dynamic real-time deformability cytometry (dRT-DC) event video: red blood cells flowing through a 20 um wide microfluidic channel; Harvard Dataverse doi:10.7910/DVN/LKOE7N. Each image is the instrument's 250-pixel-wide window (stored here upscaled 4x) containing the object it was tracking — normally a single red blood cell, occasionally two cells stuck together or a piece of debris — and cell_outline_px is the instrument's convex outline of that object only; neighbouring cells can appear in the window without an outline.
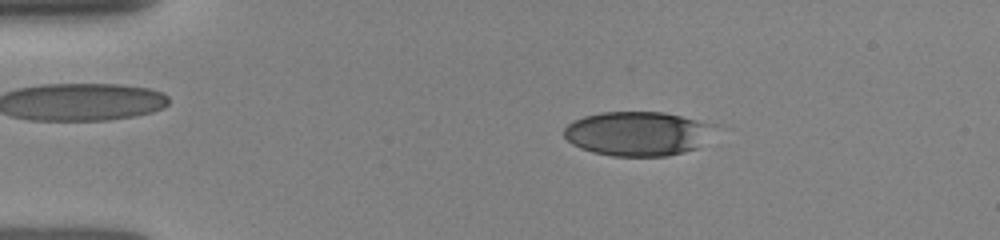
{"species": "human", "species_latin": "Homo sapiens", "temperature_condition": "room temperature", "stored_images_in_passage": 9, "camera_frame_rate_fps": 3000, "um_per_image_px": 0.085, "donor": {"sex": "female"}, "frame": {"image": 1, "passage_image": 3, "time_ms": 1.333, "image_size_px": [1000, 240], "cell_outline_px": [[720, 124], [696, 148], [684, 152], [668, 156], [612, 156], [592, 152], [580, 148], [572, 144], [564, 136], [564, 128], [572, 120], [584, 116], [600, 112], [664, 112]], "centroid_in_image_um": [54.2, 11.34], "position_along_channel_um": 30.8, "area_um2": 39.19}}
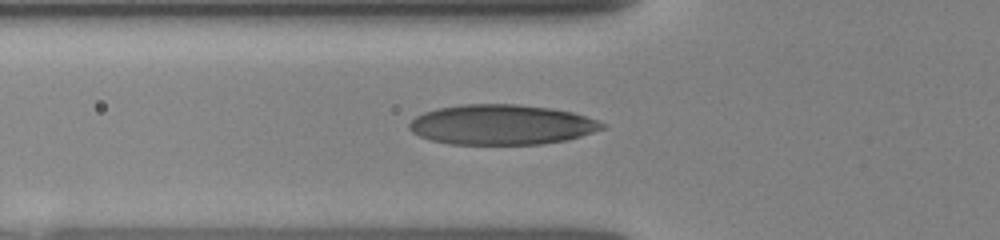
{"frame": {"image": 2, "passage_image": 7, "time_ms": 4.0, "image_size_px": [1000, 240], "cell_outline_px": [[608, 128], [568, 140], [540, 144], [448, 144], [432, 140], [420, 136], [412, 132], [408, 128], [408, 124], [416, 116], [424, 112], [436, 108], [464, 104], [516, 104], [552, 108], [572, 112], [596, 120], [604, 124]], "centroid_in_image_um": [42.64, 10.6], "position_along_channel_um": 83.2, "area_um2": 45.2}}
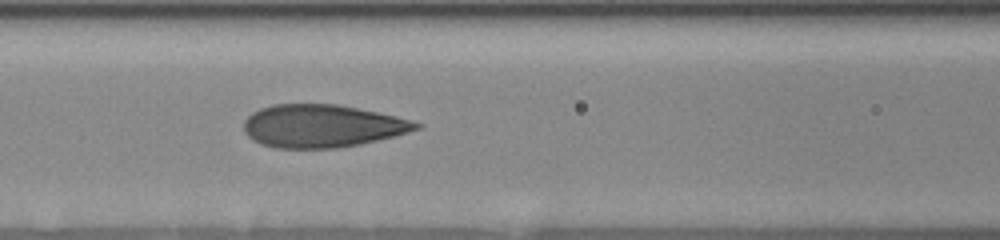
{"frame": {"image": 3, "passage_image": 9, "time_ms": 5.333, "image_size_px": [1000, 240], "cell_outline_px": [[424, 124], [420, 128], [408, 132], [360, 144], [336, 148], [276, 148], [260, 144], [252, 140], [244, 132], [244, 120], [252, 112], [260, 108], [272, 104], [336, 104], [396, 116], [412, 120]], "centroid_in_image_um": [27.34, 10.71], "position_along_channel_um": 139.3, "area_um2": 42.95}}